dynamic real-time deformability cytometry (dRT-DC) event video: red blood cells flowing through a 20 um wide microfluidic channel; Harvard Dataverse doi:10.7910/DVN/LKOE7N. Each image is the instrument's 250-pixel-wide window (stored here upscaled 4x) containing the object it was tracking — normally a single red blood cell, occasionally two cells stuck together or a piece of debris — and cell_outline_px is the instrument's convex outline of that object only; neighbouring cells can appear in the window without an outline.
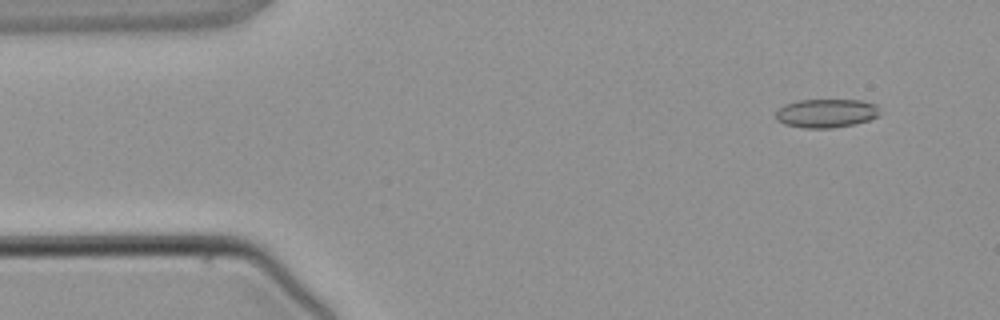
{"species": "common noctule bat (a hibernating species)", "species_latin": "Nyctalus noctula", "temperature_condition": "warm", "stored_images_in_passage": 3, "camera_frame_rate_fps": 3000, "um_per_image_px": 0.085, "animal": {"sex": "male", "body_mass_g": 21.5, "forearm_length_mm": 52.0}, "frame": {"image": 1, "passage_image": 1, "time_ms": 0.0, "image_size_px": [1000, 320], "cell_outline_px": [[880, 112], [876, 116], [868, 120], [856, 124], [832, 128], [804, 128], [784, 124], [776, 120], [776, 112], [784, 104], [800, 100], [860, 100], [876, 104]], "centroid_in_image_um": [70.22, 9.63], "position_along_channel_um": 14.8, "area_um2": 17.4}}
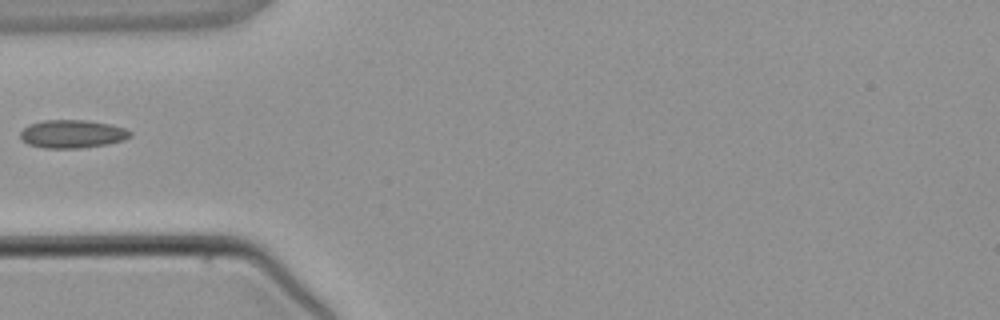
{"frame": {"image": 2, "passage_image": 3, "time_ms": 3.333, "image_size_px": [1000, 320], "cell_outline_px": [[132, 136], [124, 140], [108, 144], [80, 148], [44, 148], [28, 144], [20, 140], [20, 132], [28, 124], [44, 120], [84, 120], [112, 124], [124, 128], [132, 132]], "centroid_in_image_um": [6.14, 11.38], "position_along_channel_um": 78.9, "area_um2": 18.21}}